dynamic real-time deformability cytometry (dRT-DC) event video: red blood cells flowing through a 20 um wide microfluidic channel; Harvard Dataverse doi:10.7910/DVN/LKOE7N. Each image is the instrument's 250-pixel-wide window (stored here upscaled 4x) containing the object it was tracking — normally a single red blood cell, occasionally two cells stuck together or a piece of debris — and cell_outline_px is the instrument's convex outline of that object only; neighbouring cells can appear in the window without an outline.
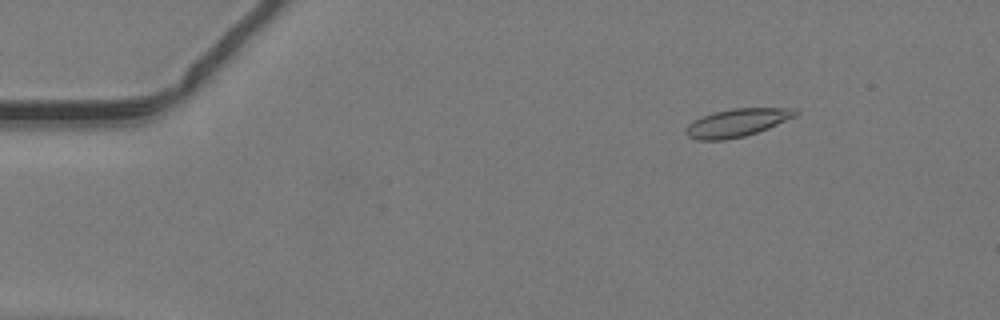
{"species": "common noctule bat (a hibernating species)", "species_latin": "Nyctalus noctula", "temperature_condition": "warm", "stored_images_in_passage": 49, "camera_frame_rate_fps": 3000, "um_per_image_px": 0.085, "animal": {"sex": "male", "body_mass_g": 19.2, "forearm_length_mm": 51.8}, "frame": {"image": 1, "passage_image": 7, "time_ms": 2.0, "image_size_px": [1000, 320], "cell_outline_px": [[800, 112], [796, 116], [768, 128], [744, 136], [724, 140], [696, 140], [688, 136], [684, 132], [684, 128], [692, 120], [716, 112], [732, 108], [796, 108]], "centroid_in_image_um": [62.64, 10.43], "position_along_channel_um": 22.4, "area_um2": 17.86}}
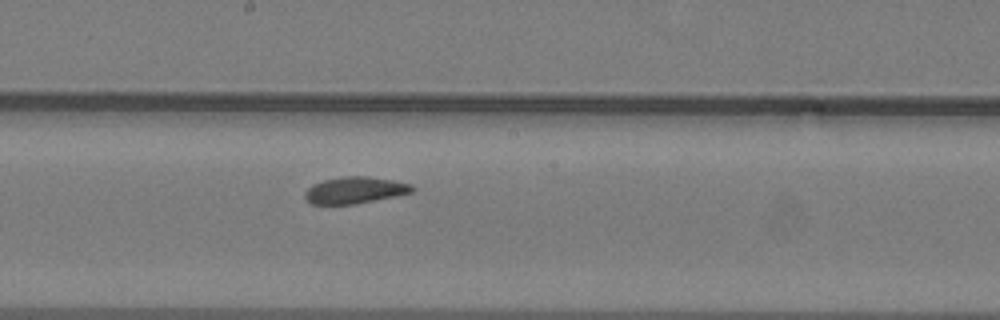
{"frame": {"image": 2, "passage_image": 27, "time_ms": 8.667, "image_size_px": [1000, 320], "cell_outline_px": [[416, 188], [412, 192], [396, 196], [356, 204], [312, 204], [304, 196], [304, 192], [312, 184], [324, 180], [340, 176], [368, 176], [392, 180], [412, 184]], "centroid_in_image_um": [30.18, 16.16], "position_along_channel_um": 218.0, "area_um2": 16.76}}
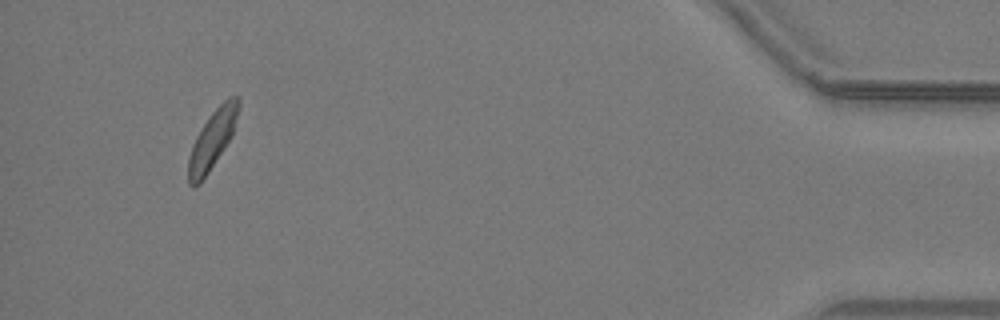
{"frame": {"image": 3, "passage_image": 46, "time_ms": 15.0, "image_size_px": [1000, 320], "cell_outline_px": [[240, 108], [232, 136], [200, 184], [192, 188], [188, 184], [188, 156], [192, 144], [196, 136], [208, 116], [228, 96], [240, 96]], "centroid_in_image_um": [18.05, 11.85], "position_along_channel_um": 417.2, "area_um2": 17.22}}